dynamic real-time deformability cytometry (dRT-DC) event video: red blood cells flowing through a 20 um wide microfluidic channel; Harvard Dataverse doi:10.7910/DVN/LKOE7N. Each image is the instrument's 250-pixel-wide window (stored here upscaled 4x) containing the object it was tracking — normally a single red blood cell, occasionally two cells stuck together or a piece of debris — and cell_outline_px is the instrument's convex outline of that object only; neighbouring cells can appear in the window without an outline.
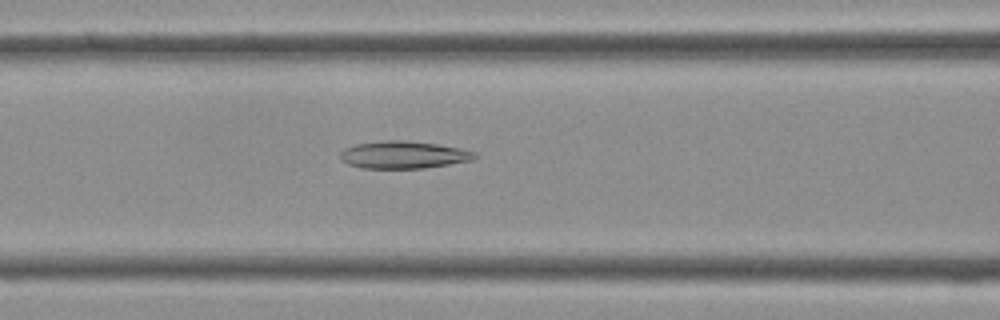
{"species": "Egyptian fruit bat (a non-hibernating species)", "species_latin": "Rousettus aegyptiacus", "temperature_condition": "cold", "stored_images_in_passage": 40, "camera_frame_rate_fps": 3000, "um_per_image_px": 0.085, "frame": {"image": 1, "passage_image": 16, "time_ms": 5.0, "image_size_px": [1000, 320], "cell_outline_px": [[476, 156], [472, 160], [424, 168], [364, 168], [348, 164], [340, 160], [340, 152], [344, 148], [356, 144], [384, 140], [404, 140], [436, 144], [460, 148], [476, 152]], "centroid_in_image_um": [34.26, 13.15], "position_along_channel_um": 132.3, "area_um2": 21.39}}
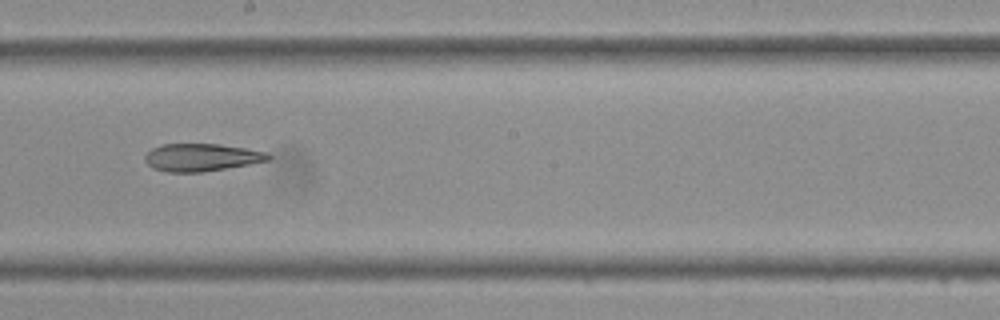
{"frame": {"image": 2, "passage_image": 22, "time_ms": 7.0, "image_size_px": [1000, 320], "cell_outline_px": [[272, 156], [268, 160], [248, 164], [200, 172], [168, 172], [152, 168], [144, 160], [144, 156], [152, 148], [160, 144], [220, 144], [268, 152]], "centroid_in_image_um": [17.09, 13.37], "position_along_channel_um": 231.1, "area_um2": 19.71}}
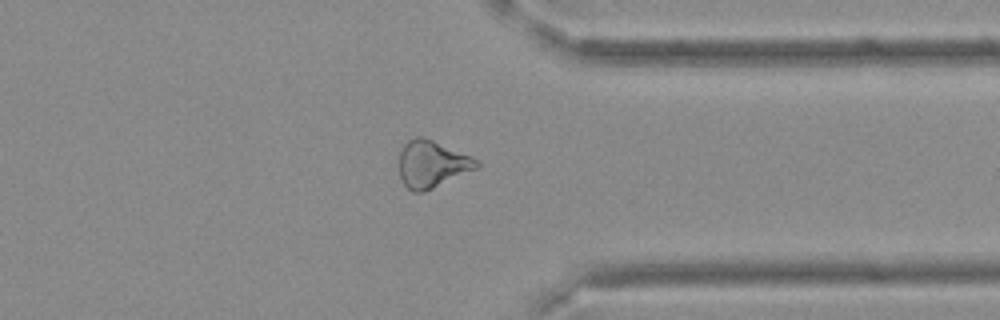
{"frame": {"image": 3, "passage_image": 31, "time_ms": 10.0, "image_size_px": [1000, 320], "cell_outline_px": [[480, 164], [476, 168], [432, 188], [420, 192], [412, 192], [404, 184], [400, 176], [400, 152], [404, 144], [408, 140], [416, 136], [420, 136], [432, 140], [472, 156], [480, 160]], "centroid_in_image_um": [36.71, 13.93], "position_along_channel_um": 374.7, "area_um2": 20.87}}